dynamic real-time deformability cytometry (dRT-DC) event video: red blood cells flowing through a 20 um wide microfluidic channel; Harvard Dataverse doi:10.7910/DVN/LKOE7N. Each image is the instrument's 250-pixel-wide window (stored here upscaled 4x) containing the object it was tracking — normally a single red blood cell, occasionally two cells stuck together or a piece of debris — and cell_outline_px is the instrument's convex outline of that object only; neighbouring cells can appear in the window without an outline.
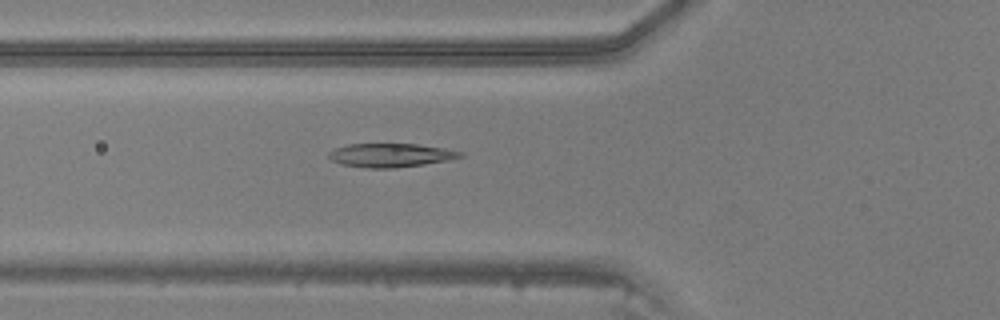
{"species": "common noctule bat (a hibernating species)", "species_latin": "Nyctalus noctula", "temperature_condition": "warm", "stored_images_in_passage": 31, "camera_frame_rate_fps": 3000, "um_per_image_px": 0.085, "animal": {"sex": "male", "body_mass_g": 20.5, "forearm_length_mm": 52.5}, "frame": {"image": 1, "passage_image": 2, "time_ms": 0.333, "image_size_px": [1000, 320], "cell_outline_px": [[464, 156], [448, 160], [424, 164], [392, 168], [364, 168], [340, 164], [332, 160], [328, 156], [328, 152], [336, 148], [348, 144], [416, 144], [444, 148], [464, 152]], "centroid_in_image_um": [33.2, 13.19], "position_along_channel_um": 92.6, "area_um2": 18.15}}
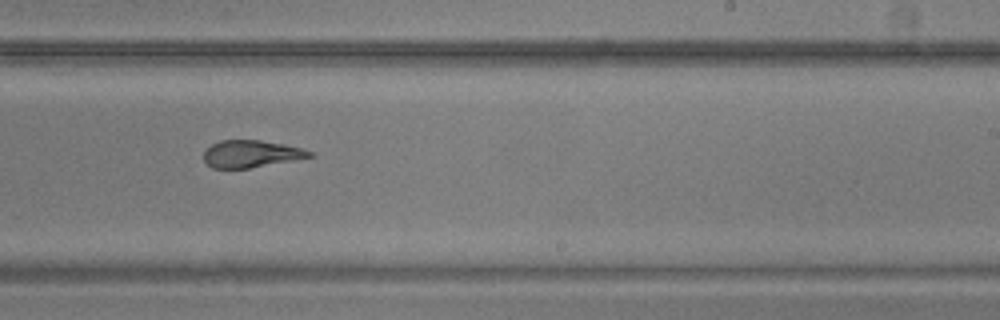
{"frame": {"image": 2, "passage_image": 14, "time_ms": 4.333, "image_size_px": [1000, 320], "cell_outline_px": [[312, 156], [292, 160], [248, 168], [212, 168], [204, 160], [204, 152], [212, 144], [220, 140], [260, 140], [284, 144], [300, 148], [312, 152]], "centroid_in_image_um": [21.3, 13.07], "position_along_channel_um": 267.7, "area_um2": 16.42}}
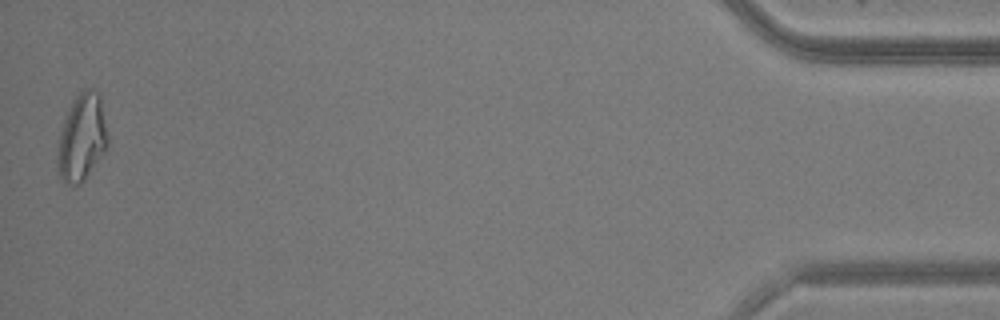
{"frame": {"image": 3, "passage_image": 31, "time_ms": 10.0, "image_size_px": [1000, 320], "cell_outline_px": [[108, 144], [84, 180], [80, 184], [72, 184], [64, 180], [60, 176], [56, 164], [56, 160], [60, 132], [64, 120], [76, 96], [84, 88], [92, 88], [100, 92], [108, 136]], "centroid_in_image_um": [6.97, 11.65], "position_along_channel_um": 428.2, "area_um2": 25.14}}